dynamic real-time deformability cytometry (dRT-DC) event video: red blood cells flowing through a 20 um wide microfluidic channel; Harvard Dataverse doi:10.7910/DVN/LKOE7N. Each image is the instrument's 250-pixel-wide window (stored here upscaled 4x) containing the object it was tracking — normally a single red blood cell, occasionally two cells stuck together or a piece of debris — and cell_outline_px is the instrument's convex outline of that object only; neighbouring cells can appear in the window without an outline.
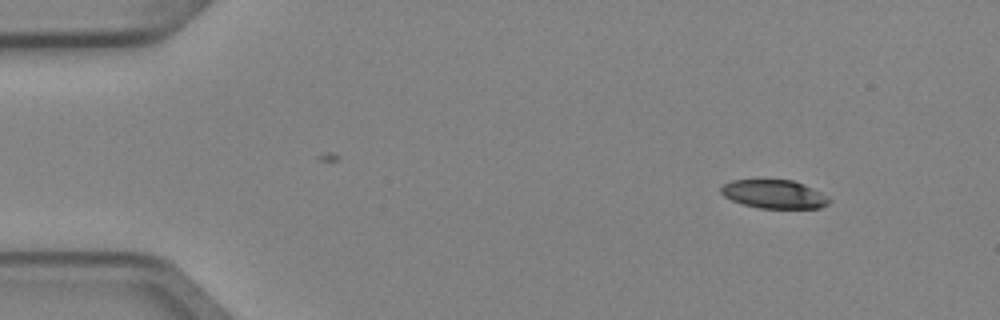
{"species": "Egyptian fruit bat (a non-hibernating species)", "species_latin": "Rousettus aegyptiacus", "temperature_condition": "cold", "stored_images_in_passage": 3, "camera_frame_rate_fps": 3000, "um_per_image_px": 0.085, "animal": {"sex": "female"}, "frame": {"image": 1, "passage_image": 1, "time_ms": 0.0, "image_size_px": [1000, 320], "cell_outline_px": [[832, 200], [828, 204], [820, 208], [760, 208], [744, 204], [732, 200], [724, 196], [720, 192], [720, 188], [724, 184], [732, 180], [792, 180], [804, 184], [828, 196]], "centroid_in_image_um": [65.82, 16.5], "position_along_channel_um": 19.2, "area_um2": 17.92}}